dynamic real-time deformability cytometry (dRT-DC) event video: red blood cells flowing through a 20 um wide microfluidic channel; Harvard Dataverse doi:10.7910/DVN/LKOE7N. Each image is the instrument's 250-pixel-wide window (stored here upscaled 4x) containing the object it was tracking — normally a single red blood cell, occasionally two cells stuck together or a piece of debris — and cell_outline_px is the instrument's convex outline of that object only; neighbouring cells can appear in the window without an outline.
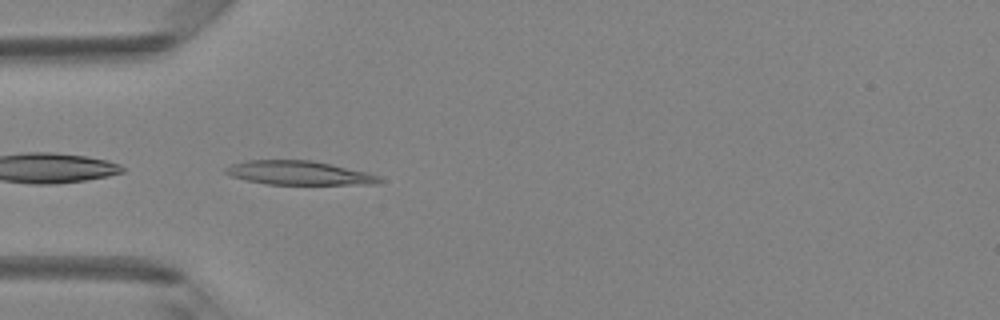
{"species": "Egyptian fruit bat (a non-hibernating species)", "species_latin": "Rousettus aegyptiacus", "temperature_condition": "room temperature", "stored_images_in_passage": 34, "camera_frame_rate_fps": 3000, "um_per_image_px": 0.085, "animal": {"sex": "female"}, "frame": {"image": 1, "passage_image": 1, "time_ms": 0.0, "image_size_px": [1000, 320], "cell_outline_px": [[384, 180], [376, 184], [268, 184], [248, 180], [232, 176], [224, 172], [224, 168], [232, 164], [248, 160], [312, 160], [368, 172]], "centroid_in_image_um": [25.41, 14.69], "position_along_channel_um": 59.6, "area_um2": 21.21}}
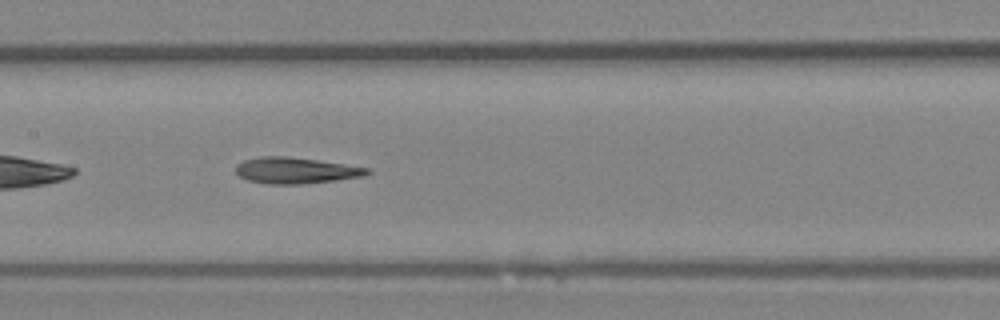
{"frame": {"image": 2, "passage_image": 10, "time_ms": 3.0, "image_size_px": [1000, 320], "cell_outline_px": [[372, 172], [364, 176], [336, 180], [300, 184], [268, 184], [248, 180], [240, 176], [236, 172], [236, 164], [244, 160], [260, 156], [284, 156], [316, 160], [368, 168]], "centroid_in_image_um": [25.11, 14.49], "position_along_channel_um": 182.3, "area_um2": 19.83}}
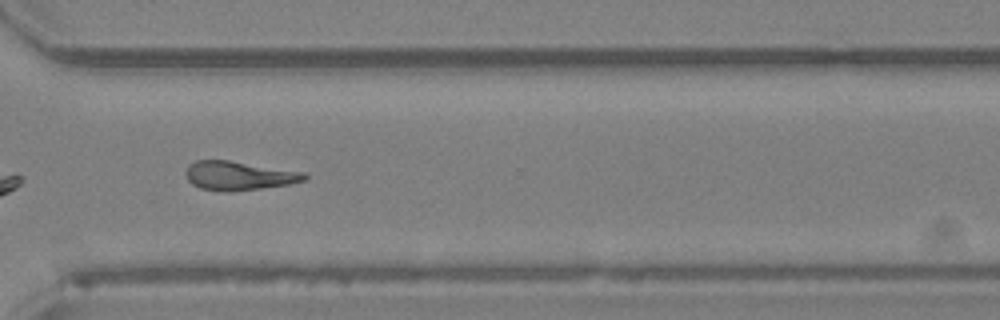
{"frame": {"image": 3, "passage_image": 22, "time_ms": 7.0, "image_size_px": [1000, 320], "cell_outline_px": [[308, 180], [292, 184], [232, 192], [224, 192], [200, 188], [192, 184], [188, 180], [184, 172], [188, 164], [196, 160], [228, 160], [304, 172], [308, 176]], "centroid_in_image_um": [20.3, 14.94], "position_along_channel_um": 350.3, "area_um2": 20.29}, "authors_computed_cell_mechanics": {"area_um2": 19.7098, "velocity_mm_per_s": 4.1965, "shape_relaxation_time_tau1_ms": 4.9678, "shape_relaxation_time_tau2_ms": 3.6048, "deformation_change_tau1": 0.1264, "deformation_change_tau2": 0.1169}}